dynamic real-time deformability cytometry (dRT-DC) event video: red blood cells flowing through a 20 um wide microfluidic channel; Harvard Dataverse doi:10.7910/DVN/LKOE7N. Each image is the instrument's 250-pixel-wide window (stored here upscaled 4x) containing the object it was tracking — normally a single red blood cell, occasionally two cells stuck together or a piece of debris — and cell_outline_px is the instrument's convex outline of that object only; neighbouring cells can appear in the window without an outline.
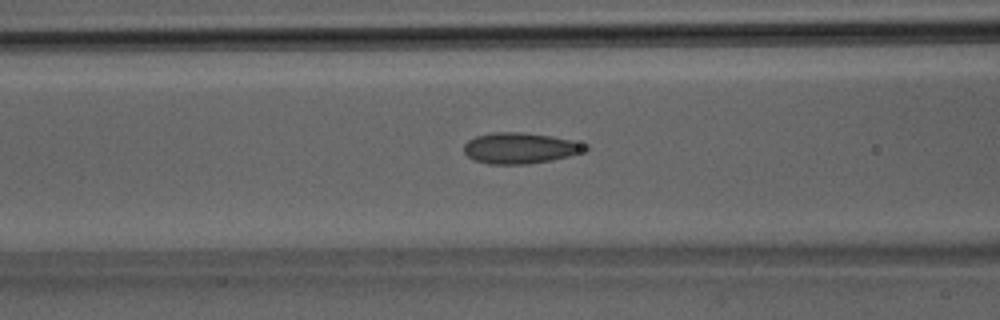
{"species": "Egyptian fruit bat (a non-hibernating species)", "species_latin": "Rousettus aegyptiacus", "temperature_condition": "room temperature", "stored_images_in_passage": 37, "camera_frame_rate_fps": 3000, "um_per_image_px": 0.085, "animal": {"sex": "male"}, "frame": {"image": 1, "passage_image": 15, "time_ms": 4.667, "image_size_px": [1000, 320], "cell_outline_px": [[588, 148], [568, 156], [552, 160], [528, 164], [488, 164], [476, 160], [468, 156], [464, 152], [464, 144], [468, 140], [476, 136], [492, 132], [524, 132], [552, 136], [572, 140], [588, 144]], "centroid_in_image_um": [44.19, 12.58], "position_along_channel_um": 122.4, "area_um2": 21.79}}
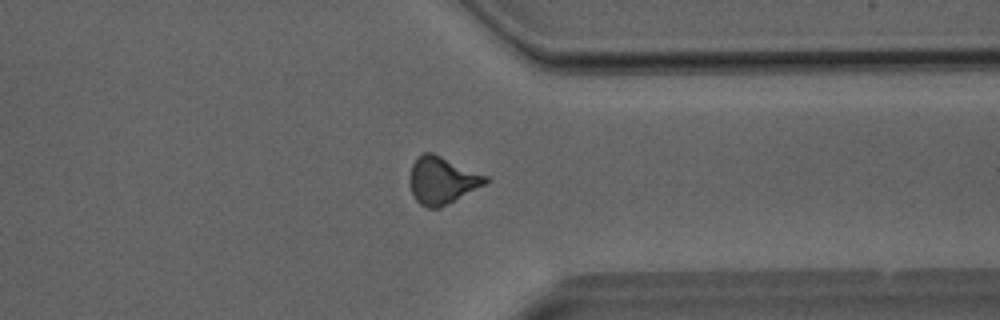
{"frame": {"image": 2, "passage_image": 29, "time_ms": 9.333, "image_size_px": [1000, 320], "cell_outline_px": [[492, 180], [440, 208], [428, 208], [420, 204], [416, 200], [412, 192], [408, 180], [412, 164], [424, 152], [432, 152], [488, 176]], "centroid_in_image_um": [37.57, 15.33], "position_along_channel_um": 373.8, "area_um2": 20.75}}
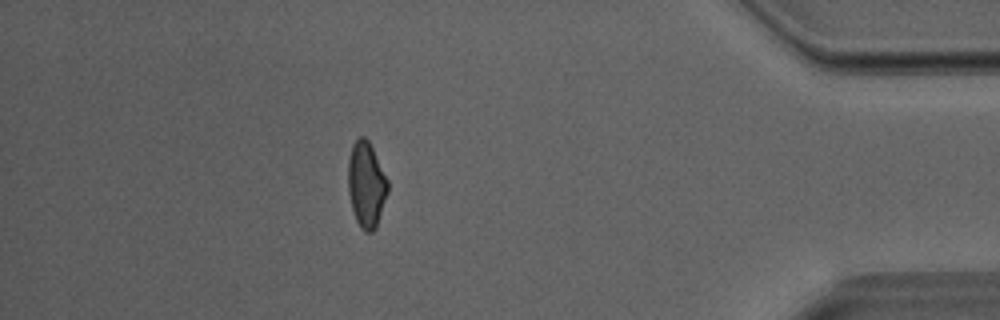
{"frame": {"image": 3, "passage_image": 33, "time_ms": 10.667, "image_size_px": [1000, 320], "cell_outline_px": [[388, 192], [376, 228], [372, 232], [364, 232], [360, 228], [356, 220], [352, 208], [348, 192], [348, 160], [352, 144], [360, 136], [364, 136], [368, 140], [388, 180]], "centroid_in_image_um": [31.13, 15.71], "position_along_channel_um": 404.1, "area_um2": 19.83}}